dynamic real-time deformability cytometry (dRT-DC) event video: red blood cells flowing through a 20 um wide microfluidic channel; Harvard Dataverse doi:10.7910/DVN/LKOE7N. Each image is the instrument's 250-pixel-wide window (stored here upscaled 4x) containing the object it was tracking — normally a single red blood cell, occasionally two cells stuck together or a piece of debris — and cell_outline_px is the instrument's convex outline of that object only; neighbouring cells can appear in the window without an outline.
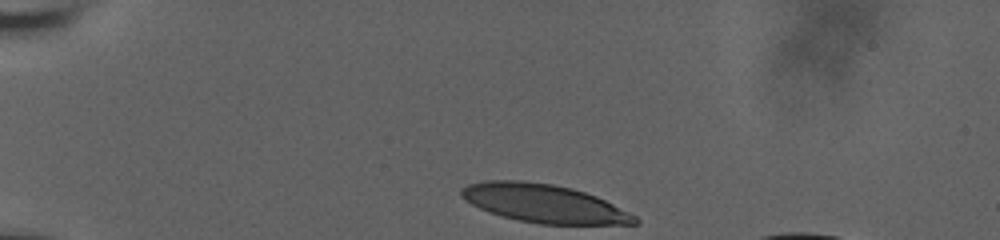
{"species": "human", "species_latin": "Homo sapiens", "temperature_condition": "room temperature", "stored_images_in_passage": 38, "camera_frame_rate_fps": 3000, "um_per_image_px": 0.085, "donor": {"sex": "male"}, "frame": {"image": 1, "passage_image": 1, "time_ms": 0.0, "image_size_px": [1000, 240], "cell_outline_px": [[636, 220], [632, 224], [552, 224], [528, 220], [508, 216], [484, 208], [476, 204], [464, 196], [464, 192], [468, 188], [476, 184], [544, 184], [564, 188], [580, 192], [592, 196], [608, 204]], "centroid_in_image_um": [46.37, 17.37], "position_along_channel_um": 38.6, "area_um2": 33.58}}
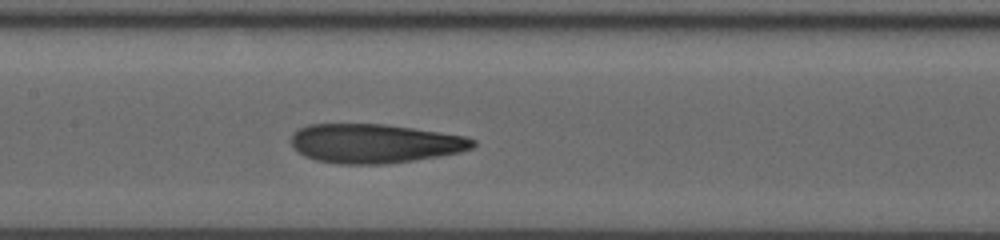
{"frame": {"image": 2, "passage_image": 17, "time_ms": 5.333, "image_size_px": [1000, 240], "cell_outline_px": [[472, 144], [464, 148], [448, 152], [396, 160], [336, 160], [312, 156], [304, 152], [296, 144], [296, 136], [300, 132], [308, 128], [328, 124], [364, 124], [400, 128], [456, 136], [472, 140]], "centroid_in_image_um": [31.83, 12.12], "position_along_channel_um": 175.6, "area_um2": 34.62}}
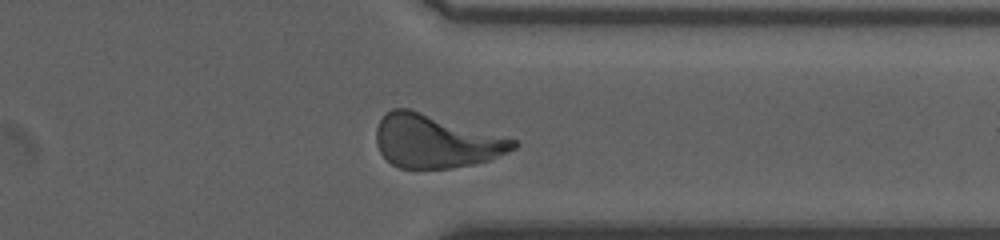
{"frame": {"image": 3, "passage_image": 33, "time_ms": 10.667, "image_size_px": [1000, 240], "cell_outline_px": [[516, 144], [512, 148], [476, 160], [460, 164], [440, 168], [408, 168], [396, 164], [388, 160], [380, 148], [380, 124], [384, 116], [388, 112], [412, 112], [516, 140]], "centroid_in_image_um": [36.98, 12.04], "position_along_channel_um": 374.4, "area_um2": 37.63}, "authors_computed_cell_mechanics": {"area_um2": 34.0153, "velocity_mm_per_s": 3.7471, "shape_relaxation_time_tau1_ms": 9.5628, "shape_relaxation_time_tau2_ms": 2.0626, "deformation_change_tau1": 0.3376, "deformation_change_tau2": 0.1234}}